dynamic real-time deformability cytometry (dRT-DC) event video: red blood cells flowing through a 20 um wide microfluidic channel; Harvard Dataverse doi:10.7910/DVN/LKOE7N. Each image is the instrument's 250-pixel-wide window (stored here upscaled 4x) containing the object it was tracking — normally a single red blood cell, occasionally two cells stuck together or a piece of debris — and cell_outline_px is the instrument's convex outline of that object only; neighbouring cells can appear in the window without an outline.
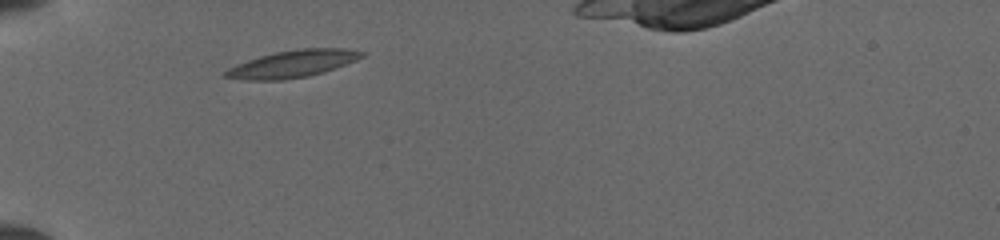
{"species": "common noctule bat (a hibernating species)", "species_latin": "Nyctalus noctula", "temperature_condition": "cold", "stored_images_in_passage": 6, "camera_frame_rate_fps": 3000, "um_per_image_px": 0.085, "animal": {"sex": "female", "body_mass_g": 19.5, "forearm_length_mm": 54.1}, "frame": {"image": 1, "passage_image": 2, "time_ms": 0.667, "image_size_px": [1000, 240], "cell_outline_px": [[364, 56], [356, 60], [324, 72], [308, 76], [280, 80], [248, 80], [224, 76], [224, 72], [228, 68], [236, 64], [260, 56], [276, 52], [300, 48], [344, 48], [364, 52]], "centroid_in_image_um": [24.88, 5.42], "position_along_channel_um": 60.1, "area_um2": 21.33}}
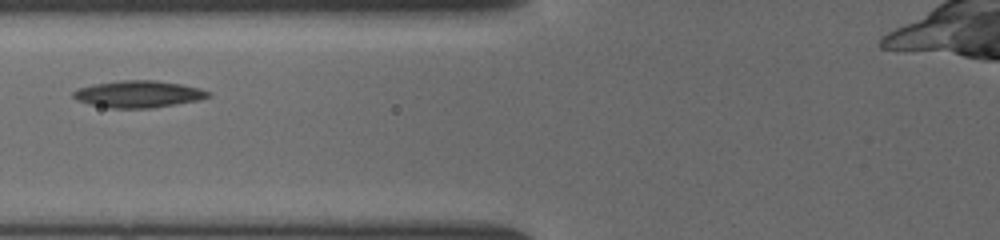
{"frame": {"image": 2, "passage_image": 4, "time_ms": 2.333, "image_size_px": [1000, 240], "cell_outline_px": [[212, 96], [196, 100], [152, 108], [108, 108], [92, 104], [80, 100], [72, 96], [72, 92], [76, 88], [92, 84], [120, 80], [156, 80], [180, 84], [200, 88], [208, 92]], "centroid_in_image_um": [11.73, 7.98], "position_along_channel_um": 114.1, "area_um2": 20.98}}
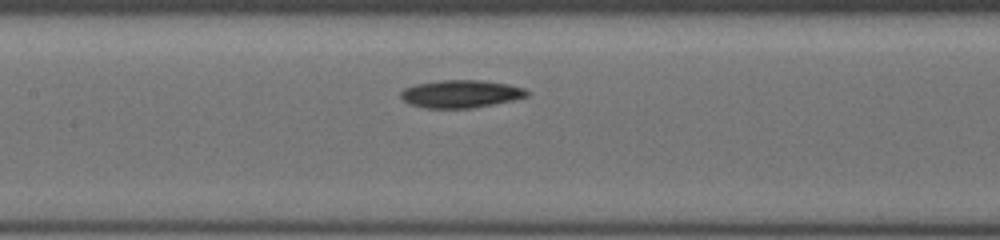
{"frame": {"image": 3, "passage_image": 6, "time_ms": 3.667, "image_size_px": [1000, 240], "cell_outline_px": [[528, 96], [512, 100], [472, 108], [428, 108], [408, 104], [400, 96], [400, 92], [404, 88], [416, 84], [440, 80], [480, 80], [508, 84], [524, 88], [528, 92]], "centroid_in_image_um": [39.14, 7.97], "position_along_channel_um": 168.3, "area_um2": 20.29}}